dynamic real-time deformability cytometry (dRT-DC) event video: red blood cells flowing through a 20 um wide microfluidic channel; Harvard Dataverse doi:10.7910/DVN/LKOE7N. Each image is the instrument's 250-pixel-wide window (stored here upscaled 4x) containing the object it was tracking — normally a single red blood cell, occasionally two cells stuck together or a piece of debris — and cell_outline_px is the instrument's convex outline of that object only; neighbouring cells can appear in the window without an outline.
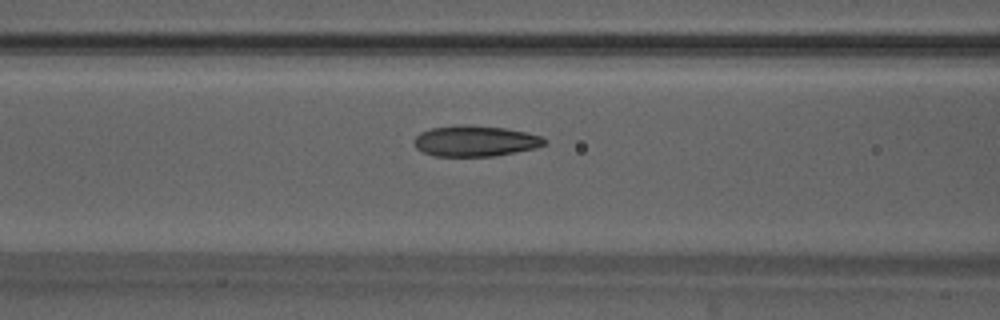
{"species": "Egyptian fruit bat (a non-hibernating species)", "species_latin": "Rousettus aegyptiacus", "temperature_condition": "warm", "stored_images_in_passage": 50, "camera_frame_rate_fps": 3000, "um_per_image_px": 0.085, "animal": {"sex": "male"}, "frame": {"image": 1, "passage_image": 21, "time_ms": 6.667, "image_size_px": [1000, 320], "cell_outline_px": [[548, 140], [544, 144], [536, 148], [492, 156], [436, 156], [424, 152], [416, 148], [412, 140], [420, 132], [432, 128], [464, 124], [468, 124], [504, 128], [528, 132], [540, 136]], "centroid_in_image_um": [40.38, 11.98], "position_along_channel_um": 126.2, "area_um2": 23.41}}
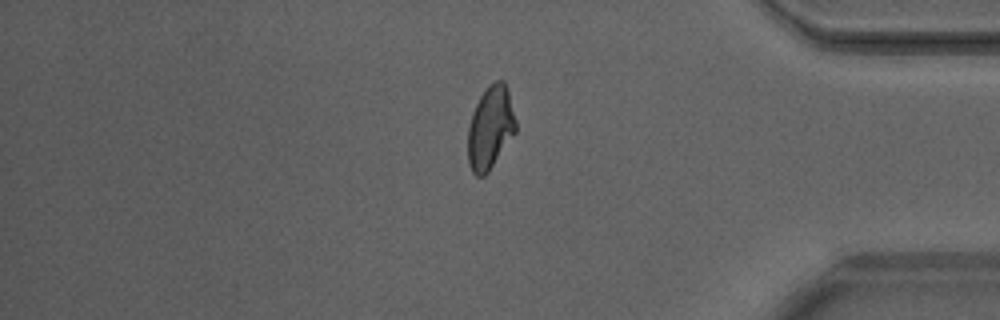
{"frame": {"image": 2, "passage_image": 42, "time_ms": 13.667, "image_size_px": [1000, 320], "cell_outline_px": [[516, 132], [488, 172], [484, 176], [476, 176], [472, 172], [468, 164], [468, 128], [472, 112], [480, 96], [488, 84], [496, 80], [504, 80], [508, 88], [516, 120]], "centroid_in_image_um": [41.68, 10.83], "position_along_channel_um": 393.5, "area_um2": 23.35}}
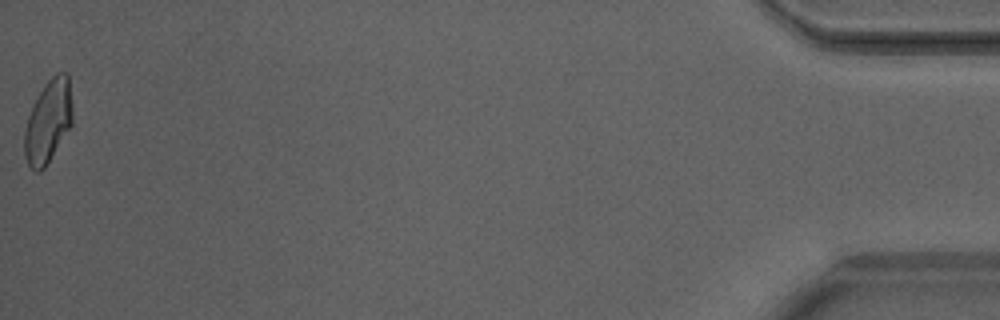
{"frame": {"image": 3, "passage_image": 50, "time_ms": 16.333, "image_size_px": [1000, 320], "cell_outline_px": [[72, 124], [44, 168], [40, 172], [36, 172], [28, 164], [24, 156], [24, 132], [28, 116], [44, 84], [56, 72], [68, 72], [72, 108]], "centroid_in_image_um": [4.09, 10.31], "position_along_channel_um": 431.1, "area_um2": 23.0}, "authors_computed_cell_mechanics": {"area_um2": 23.3801, "velocity_mm_per_s": 4.1781, "shape_relaxation_time_tau1_ms": 7.8063, "shape_relaxation_time_tau2_ms": 1.0411, "deformation_change_tau1": 0.2428, "deformation_change_tau2": 0.0715}}